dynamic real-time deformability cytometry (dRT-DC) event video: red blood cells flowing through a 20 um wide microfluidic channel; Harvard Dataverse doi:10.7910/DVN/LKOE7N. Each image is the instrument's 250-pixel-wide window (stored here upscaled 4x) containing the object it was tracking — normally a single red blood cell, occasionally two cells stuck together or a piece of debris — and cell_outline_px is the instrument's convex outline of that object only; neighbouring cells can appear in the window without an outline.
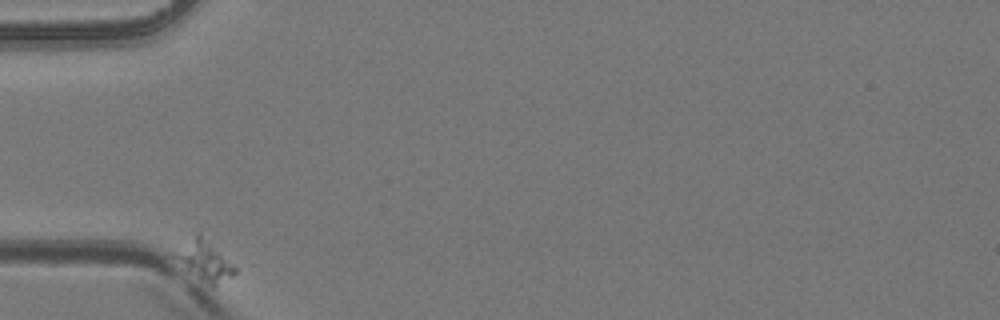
{"species": "common noctule bat (a hibernating species)", "species_latin": "Nyctalus noctula", "temperature_condition": "room temperature", "stored_images_in_passage": 1, "camera_frame_rate_fps": 3000, "um_per_image_px": 0.085, "animal": {"sex": "female", "body_mass_g": 24.6, "forearm_length_mm": 56.2}, "frame": {"image": 1, "passage_image": 1, "time_ms": 0.0, "image_size_px": [1000, 320], "cell_outline_px": [[236, 272], [232, 276], [212, 288], [172, 256], [168, 252], [200, 232], [236, 268]], "centroid_in_image_um": [17.33, 22.12], "position_along_channel_um": 67.7, "area_um2": 13.64}}